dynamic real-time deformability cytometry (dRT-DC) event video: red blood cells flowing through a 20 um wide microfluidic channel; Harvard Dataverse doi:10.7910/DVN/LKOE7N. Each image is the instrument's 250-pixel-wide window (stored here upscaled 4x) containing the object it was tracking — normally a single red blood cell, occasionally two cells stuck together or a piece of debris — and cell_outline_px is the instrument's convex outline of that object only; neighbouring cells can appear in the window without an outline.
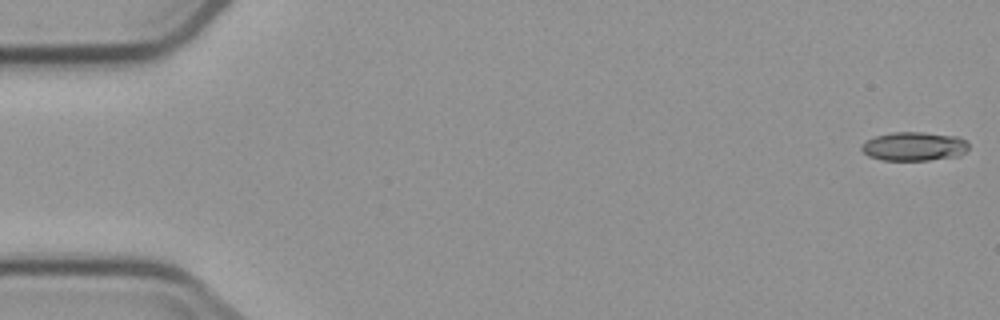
{"species": "common noctule bat (a hibernating species)", "species_latin": "Nyctalus noctula", "temperature_condition": "cold", "stored_images_in_passage": 6, "camera_frame_rate_fps": 3000, "um_per_image_px": 0.085, "animal": {"sex": "male", "body_mass_g": 23.1, "forearm_length_mm": 52.7}, "frame": {"image": 1, "passage_image": 1, "time_ms": 0.0, "image_size_px": [1000, 320], "cell_outline_px": [[968, 148], [960, 156], [928, 160], [884, 160], [868, 156], [860, 148], [860, 144], [876, 136], [892, 132], [924, 132], [960, 136], [968, 144]], "centroid_in_image_um": [77.71, 12.43], "position_along_channel_um": 7.3, "area_um2": 18.09}}
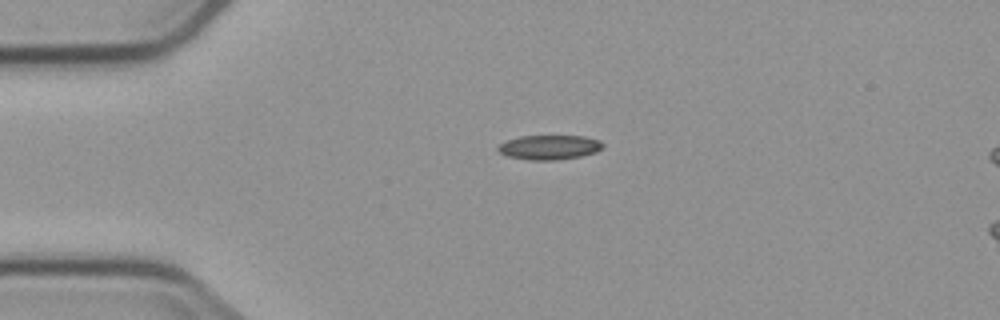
{"frame": {"image": 2, "passage_image": 6, "time_ms": 6.667, "image_size_px": [1000, 320], "cell_outline_px": [[604, 144], [596, 152], [580, 156], [556, 160], [528, 160], [508, 156], [500, 152], [496, 148], [500, 144], [508, 140], [520, 136], [584, 136], [600, 140]], "centroid_in_image_um": [46.69, 12.52], "position_along_channel_um": 38.3, "area_um2": 14.85}}